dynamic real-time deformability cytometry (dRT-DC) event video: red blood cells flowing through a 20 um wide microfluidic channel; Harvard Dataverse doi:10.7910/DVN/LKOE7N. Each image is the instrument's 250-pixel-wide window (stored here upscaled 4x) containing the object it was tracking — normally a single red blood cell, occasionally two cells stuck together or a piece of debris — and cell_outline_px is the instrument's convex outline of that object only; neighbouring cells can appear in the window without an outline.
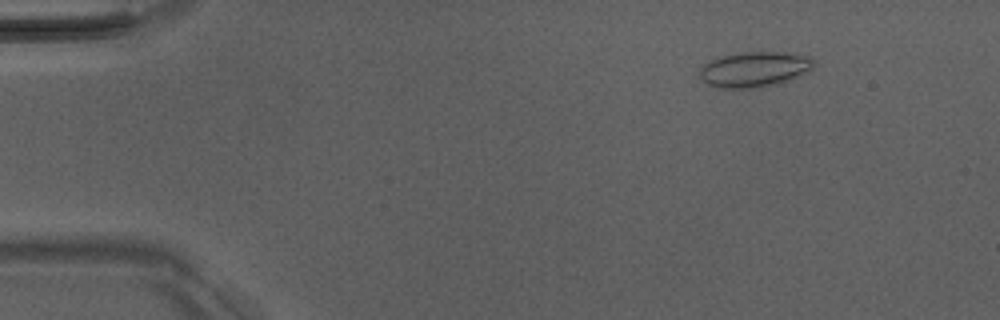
{"species": "Egyptian fruit bat (a non-hibernating species)", "species_latin": "Rousettus aegyptiacus", "temperature_condition": "room temperature", "stored_images_in_passage": 45, "camera_frame_rate_fps": 3000, "um_per_image_px": 0.085, "animal": {"sex": "male"}, "frame": {"image": 1, "passage_image": 1, "time_ms": 0.0, "image_size_px": [1000, 320], "cell_outline_px": [[816, 64], [808, 72], [780, 84], [760, 88], [716, 88], [708, 84], [696, 72], [704, 64], [712, 60], [724, 56], [744, 52], [776, 52], [812, 56]], "centroid_in_image_um": [64.16, 5.91], "position_along_channel_um": 20.8, "area_um2": 23.7}}
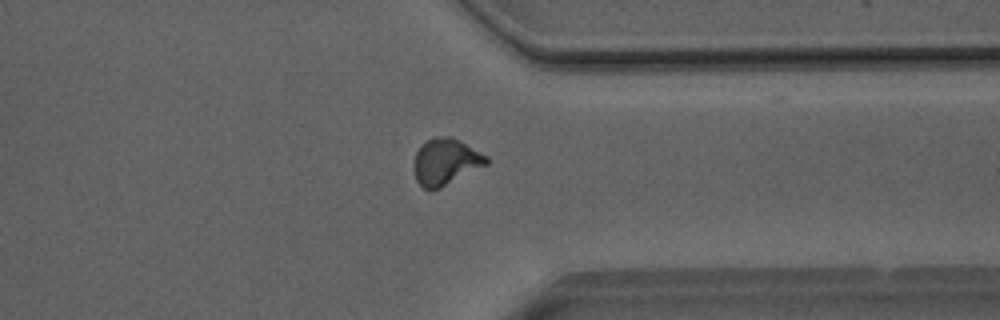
{"frame": {"image": 2, "passage_image": 34, "time_ms": 11.0, "image_size_px": [1000, 320], "cell_outline_px": [[488, 164], [440, 188], [424, 188], [416, 180], [416, 152], [428, 140], [436, 136], [452, 136], [488, 156]], "centroid_in_image_um": [37.94, 13.73], "position_along_channel_um": 373.5, "area_um2": 19.07}}
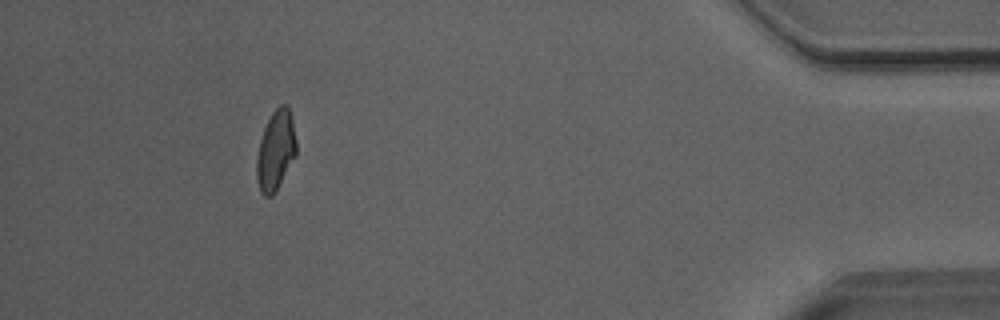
{"frame": {"image": 3, "passage_image": 41, "time_ms": 13.333, "image_size_px": [1000, 320], "cell_outline_px": [[296, 156], [272, 196], [264, 196], [260, 192], [256, 180], [256, 160], [260, 140], [264, 128], [272, 112], [280, 104], [288, 104], [292, 120], [296, 140]], "centroid_in_image_um": [23.42, 12.78], "position_along_channel_um": 411.8, "area_um2": 18.44}, "authors_computed_cell_mechanics": {"area_um2": 18.8428, "velocity_mm_per_s": 4.0849, "shape_relaxation_time_tau1_ms": null, "shape_relaxation_time_tau2_ms": 1.4296, "deformation_change_tau1": null, "deformation_change_tau2": 0.0827}}